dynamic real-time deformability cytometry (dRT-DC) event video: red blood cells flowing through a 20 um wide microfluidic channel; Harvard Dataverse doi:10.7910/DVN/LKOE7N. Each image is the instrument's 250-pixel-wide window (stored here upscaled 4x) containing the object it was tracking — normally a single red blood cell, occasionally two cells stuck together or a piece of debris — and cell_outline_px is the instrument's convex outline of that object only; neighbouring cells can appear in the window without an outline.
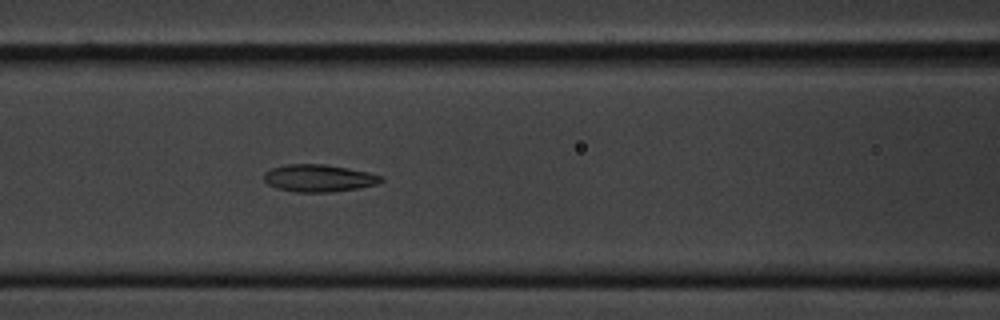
{"species": "common noctule bat (a hibernating species)", "species_latin": "Nyctalus noctula", "temperature_condition": "cold", "stored_images_in_passage": 7, "camera_frame_rate_fps": 3000, "um_per_image_px": 0.085, "animal": {"sex": "male", "body_mass_g": 20.1, "forearm_length_mm": 53.5}, "frame": {"image": 1, "passage_image": 7, "time_ms": 7.0, "image_size_px": [1000, 320], "cell_outline_px": [[384, 180], [376, 184], [360, 188], [332, 192], [296, 192], [276, 188], [268, 184], [264, 180], [264, 172], [272, 168], [288, 164], [324, 164], [348, 168], [368, 172], [380, 176]], "centroid_in_image_um": [27.08, 15.14], "position_along_channel_um": 139.5, "area_um2": 18.61}}